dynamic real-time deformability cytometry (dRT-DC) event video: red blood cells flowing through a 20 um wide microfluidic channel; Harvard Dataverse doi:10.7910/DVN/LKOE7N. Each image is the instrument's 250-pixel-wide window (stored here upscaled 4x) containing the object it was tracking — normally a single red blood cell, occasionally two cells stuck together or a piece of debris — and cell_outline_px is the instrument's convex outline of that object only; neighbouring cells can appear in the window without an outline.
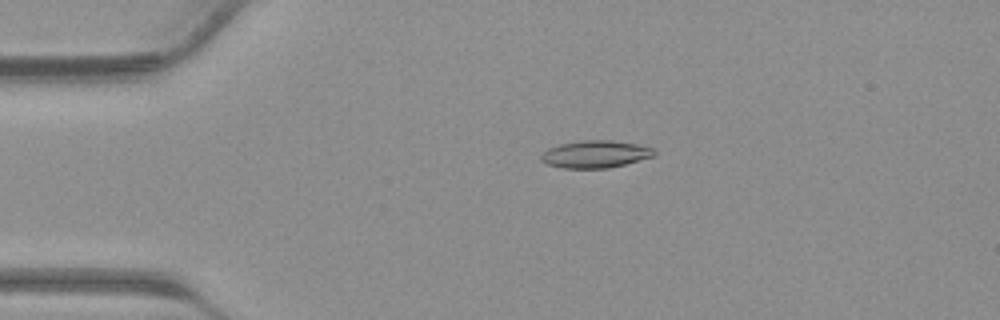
{"species": "common noctule bat (a hibernating species)", "species_latin": "Nyctalus noctula", "temperature_condition": "warm", "stored_images_in_passage": 41, "camera_frame_rate_fps": 3000, "um_per_image_px": 0.085, "animal": {"sex": "male", "body_mass_g": 23.1, "forearm_length_mm": 52.7}, "frame": {"image": 1, "passage_image": 9, "time_ms": 2.667, "image_size_px": [1000, 320], "cell_outline_px": [[656, 156], [608, 168], [560, 168], [548, 164], [540, 160], [540, 156], [548, 148], [560, 144], [580, 140], [612, 140], [636, 144], [652, 148], [656, 152]], "centroid_in_image_um": [50.6, 13.1], "position_along_channel_um": 34.4, "area_um2": 18.03}}
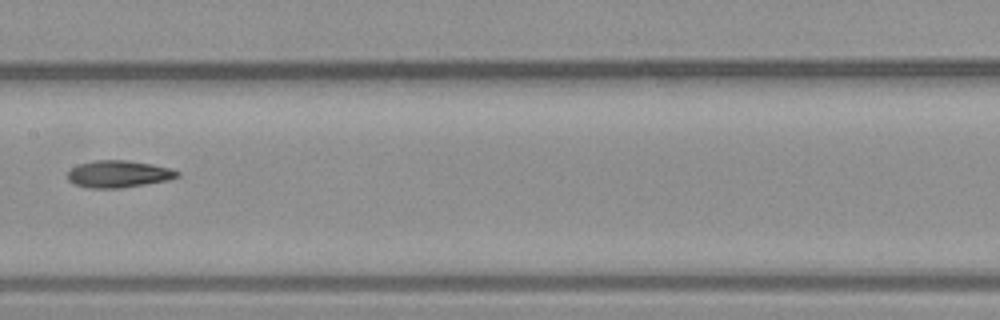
{"frame": {"image": 2, "passage_image": 21, "time_ms": 6.667, "image_size_px": [1000, 320], "cell_outline_px": [[180, 176], [168, 180], [120, 188], [88, 188], [72, 184], [68, 180], [68, 172], [72, 168], [80, 164], [96, 160], [128, 160], [152, 164], [172, 168], [180, 172]], "centroid_in_image_um": [10.09, 14.79], "position_along_channel_um": 197.3, "area_um2": 17.34}}
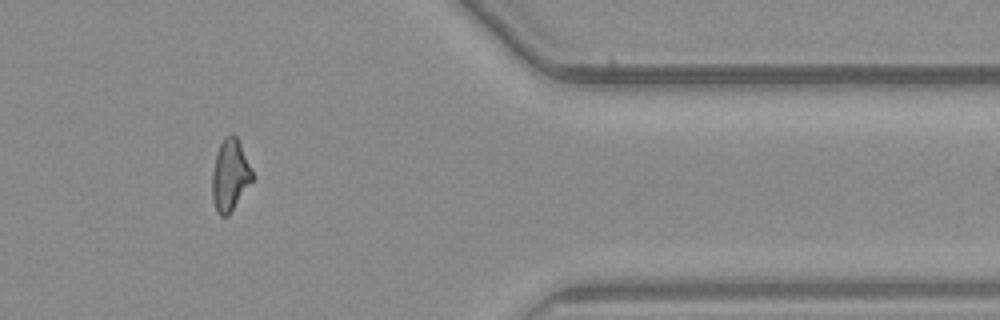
{"frame": {"image": 3, "passage_image": 34, "time_ms": 11.0, "image_size_px": [1000, 320], "cell_outline_px": [[256, 176], [228, 216], [220, 216], [216, 212], [212, 200], [212, 172], [216, 156], [220, 144], [224, 136], [232, 132], [236, 136]], "centroid_in_image_um": [19.57, 14.9], "position_along_channel_um": 391.8, "area_um2": 16.99}}